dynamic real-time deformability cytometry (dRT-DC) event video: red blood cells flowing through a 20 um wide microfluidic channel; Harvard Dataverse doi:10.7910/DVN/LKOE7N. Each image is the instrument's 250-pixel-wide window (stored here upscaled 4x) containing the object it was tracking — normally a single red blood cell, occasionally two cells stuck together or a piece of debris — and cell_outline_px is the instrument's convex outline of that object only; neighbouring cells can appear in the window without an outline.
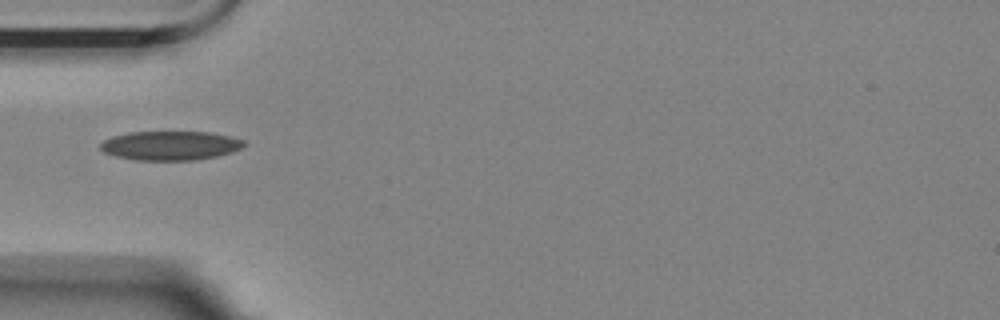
{"species": "Egyptian fruit bat (a non-hibernating species)", "species_latin": "Rousettus aegyptiacus", "temperature_condition": "room temperature", "stored_images_in_passage": 10, "camera_frame_rate_fps": 3000, "um_per_image_px": 0.085, "animal": {"sex": "female"}, "frame": {"image": 1, "passage_image": 5, "time_ms": 1.333, "image_size_px": [1000, 320], "cell_outline_px": [[244, 144], [240, 148], [232, 152], [216, 156], [196, 160], [136, 160], [116, 156], [104, 152], [100, 148], [100, 144], [104, 140], [112, 136], [128, 132], [208, 132], [228, 136], [244, 140]], "centroid_in_image_um": [14.44, 12.37], "position_along_channel_um": 70.6, "area_um2": 24.22}}
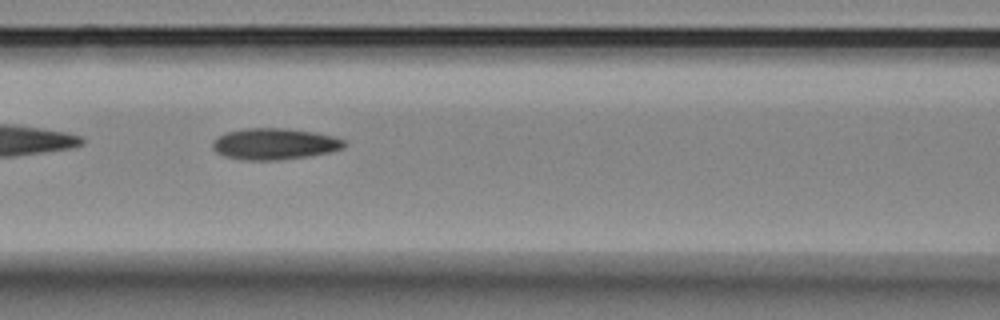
{"frame": {"image": 2, "passage_image": 7, "time_ms": 2.0, "image_size_px": [1000, 320], "cell_outline_px": [[348, 144], [344, 148], [332, 152], [308, 156], [280, 160], [240, 160], [224, 156], [216, 152], [212, 148], [212, 140], [216, 136], [228, 132], [244, 128], [284, 128], [316, 132], [332, 136], [344, 140]], "centroid_in_image_um": [23.33, 12.24], "position_along_channel_um": 143.3, "area_um2": 24.39}}
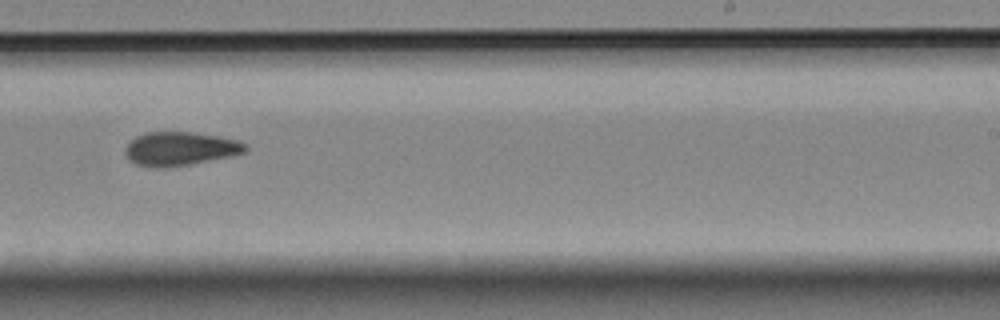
{"frame": {"image": 3, "passage_image": 10, "time_ms": 3.0, "image_size_px": [1000, 320], "cell_outline_px": [[248, 148], [244, 152], [228, 156], [168, 168], [152, 168], [136, 164], [128, 160], [124, 152], [124, 148], [128, 140], [136, 136], [148, 132], [188, 132], [216, 136], [240, 140]], "centroid_in_image_um": [15.21, 12.64], "position_along_channel_um": 273.8, "area_um2": 23.58}}